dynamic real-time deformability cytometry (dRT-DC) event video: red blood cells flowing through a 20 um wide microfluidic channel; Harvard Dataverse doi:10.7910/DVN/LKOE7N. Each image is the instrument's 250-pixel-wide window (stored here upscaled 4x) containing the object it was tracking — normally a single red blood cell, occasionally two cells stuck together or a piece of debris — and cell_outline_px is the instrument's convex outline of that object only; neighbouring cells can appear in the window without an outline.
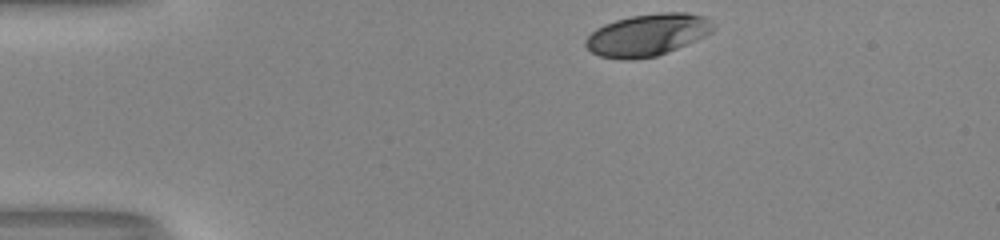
{"species": "human", "species_latin": "Homo sapiens", "temperature_condition": "room temperature", "stored_images_in_passage": 34, "camera_frame_rate_fps": 3000, "um_per_image_px": 0.085, "donor": {"sex": "male"}, "frame": {"image": 1, "passage_image": 1, "time_ms": 0.0, "image_size_px": [1000, 240], "cell_outline_px": [[716, 28], [712, 32], [696, 40], [668, 52], [656, 56], [632, 60], [620, 60], [600, 56], [592, 52], [584, 44], [584, 40], [596, 28], [604, 24], [616, 20], [632, 16], [660, 12], [688, 12], [704, 16], [712, 20]], "centroid_in_image_um": [55.05, 2.96], "position_along_channel_um": 30.0, "area_um2": 31.5}}
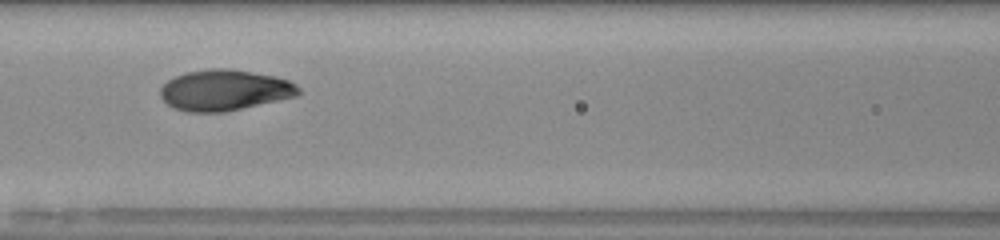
{"frame": {"image": 2, "passage_image": 15, "time_ms": 4.667, "image_size_px": [1000, 240], "cell_outline_px": [[300, 92], [296, 96], [224, 112], [188, 112], [172, 108], [160, 96], [160, 88], [168, 80], [176, 76], [188, 72], [208, 68], [228, 68], [272, 76], [288, 80], [296, 84], [300, 88]], "centroid_in_image_um": [19.06, 7.67], "position_along_channel_um": 147.5, "area_um2": 32.66}}
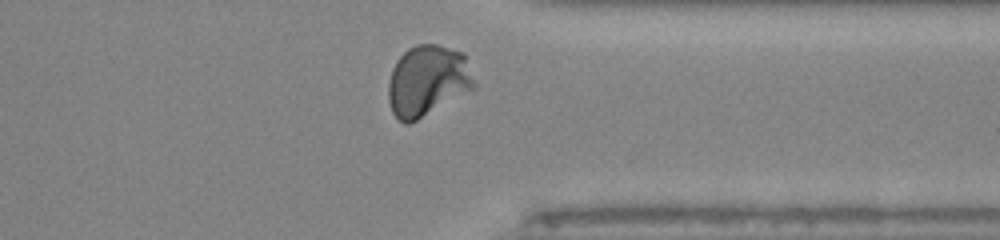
{"frame": {"image": 3, "passage_image": 32, "time_ms": 10.333, "image_size_px": [1000, 240], "cell_outline_px": [[476, 88], [416, 120], [408, 124], [404, 124], [392, 112], [388, 100], [388, 84], [392, 68], [396, 60], [408, 48], [416, 44], [436, 44], [464, 52], [476, 84]], "centroid_in_image_um": [36.34, 6.85], "position_along_channel_um": 375.1, "area_um2": 35.66}, "authors_computed_cell_mechanics": {"area_um2": 32.657, "velocity_mm_per_s": 4.0641, "shape_relaxation_time_tau1_ms": 4.3617, "shape_relaxation_time_tau2_ms": null, "deformation_change_tau1": 0.1935, "deformation_change_tau2": null}}